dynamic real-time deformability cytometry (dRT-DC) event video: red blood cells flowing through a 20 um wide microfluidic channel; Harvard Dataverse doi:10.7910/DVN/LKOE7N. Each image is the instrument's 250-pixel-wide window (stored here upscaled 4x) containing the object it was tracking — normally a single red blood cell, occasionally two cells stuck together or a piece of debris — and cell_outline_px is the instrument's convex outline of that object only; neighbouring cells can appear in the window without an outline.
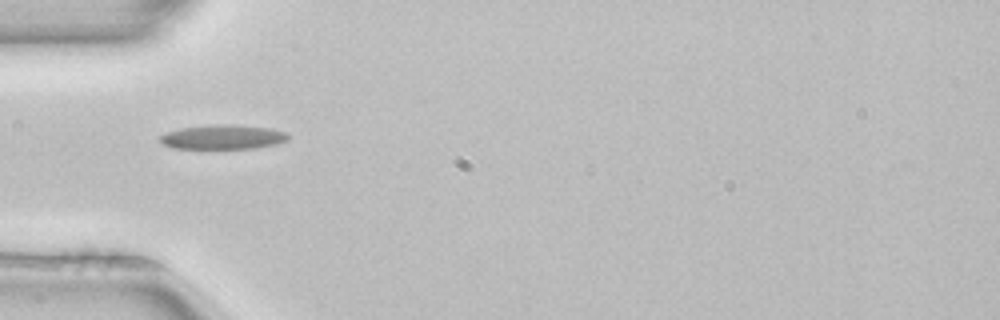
{"species": "common noctule bat (a hibernating species)", "species_latin": "Nyctalus noctula", "temperature_condition": "room temperature", "stored_images_in_passage": 6, "camera_frame_rate_fps": 3000, "um_per_image_px": 0.085, "animal": {"sex": "female", "body_mass_g": 22.7, "forearm_length_mm": 54.2}, "frame": {"image": 1, "passage_image": 5, "time_ms": 1.333, "image_size_px": [1000, 320], "cell_outline_px": [[288, 140], [276, 144], [256, 148], [172, 148], [164, 144], [160, 140], [160, 136], [168, 132], [180, 128], [216, 124], [268, 128], [288, 132]], "centroid_in_image_um": [18.96, 11.65], "position_along_channel_um": 66.0, "area_um2": 17.86}}